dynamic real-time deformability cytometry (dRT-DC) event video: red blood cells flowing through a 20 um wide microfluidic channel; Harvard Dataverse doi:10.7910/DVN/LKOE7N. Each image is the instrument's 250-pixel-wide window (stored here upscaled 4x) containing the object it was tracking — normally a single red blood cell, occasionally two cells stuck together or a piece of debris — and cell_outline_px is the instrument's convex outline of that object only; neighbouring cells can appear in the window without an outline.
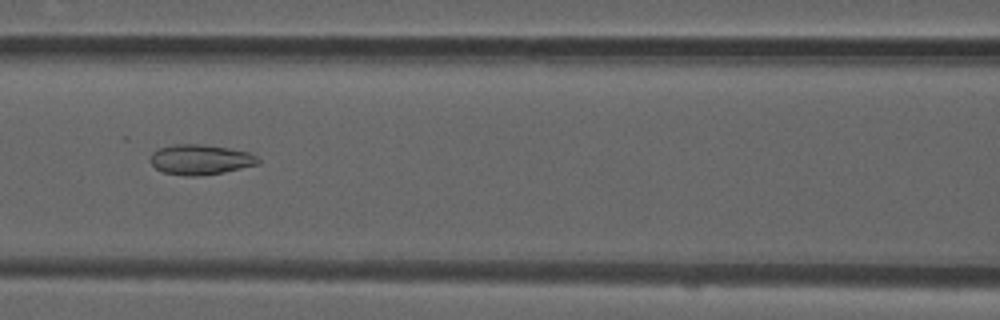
{"species": "common noctule bat (a hibernating species)", "species_latin": "Nyctalus noctula", "temperature_condition": "room temperature", "stored_images_in_passage": 51, "camera_frame_rate_fps": 3000, "um_per_image_px": 0.085, "animal": {"sex": "male", "forearm_length_mm": 52.5}, "frame": {"image": 1, "passage_image": 22, "time_ms": 7.0, "image_size_px": [1000, 320], "cell_outline_px": [[260, 164], [224, 172], [196, 176], [184, 176], [164, 172], [156, 168], [148, 160], [152, 152], [160, 148], [176, 144], [204, 144], [252, 152], [260, 160]], "centroid_in_image_um": [17.05, 13.56], "position_along_channel_um": 149.5, "area_um2": 19.07}}
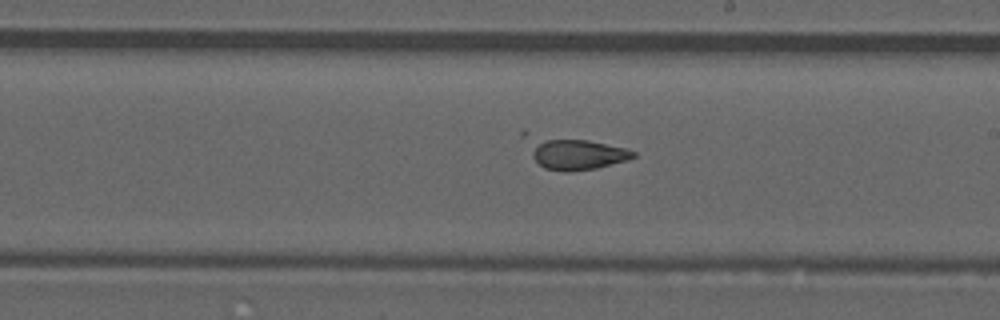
{"frame": {"image": 2, "passage_image": 29, "time_ms": 9.333, "image_size_px": [1000, 320], "cell_outline_px": [[636, 156], [628, 160], [596, 168], [568, 172], [564, 172], [544, 168], [532, 156], [532, 144], [548, 140], [588, 140], [628, 148], [636, 152]], "centroid_in_image_um": [49.17, 13.15], "position_along_channel_um": 239.8, "area_um2": 17.86}}
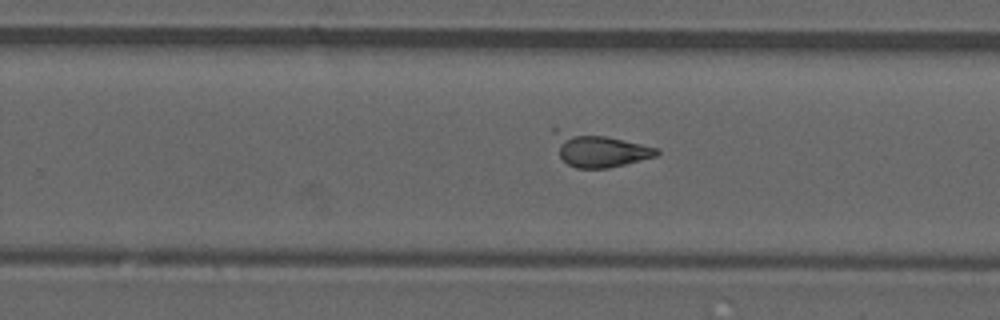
{"frame": {"image": 3, "passage_image": 32, "time_ms": 10.333, "image_size_px": [1000, 320], "cell_outline_px": [[660, 152], [656, 156], [608, 168], [576, 168], [568, 164], [560, 156], [552, 132], [552, 128], [556, 128], [608, 136], [660, 148]], "centroid_in_image_um": [50.91, 12.73], "position_along_channel_um": 278.9, "area_um2": 20.0}, "authors_computed_cell_mechanics": {"area_um2": 19.8254, "velocity_mm_per_s": 3.8816, "shape_relaxation_time_tau1_ms": null, "shape_relaxation_time_tau2_ms": 7.8161, "deformation_change_tau1": null, "deformation_change_tau2": 0.2954}}